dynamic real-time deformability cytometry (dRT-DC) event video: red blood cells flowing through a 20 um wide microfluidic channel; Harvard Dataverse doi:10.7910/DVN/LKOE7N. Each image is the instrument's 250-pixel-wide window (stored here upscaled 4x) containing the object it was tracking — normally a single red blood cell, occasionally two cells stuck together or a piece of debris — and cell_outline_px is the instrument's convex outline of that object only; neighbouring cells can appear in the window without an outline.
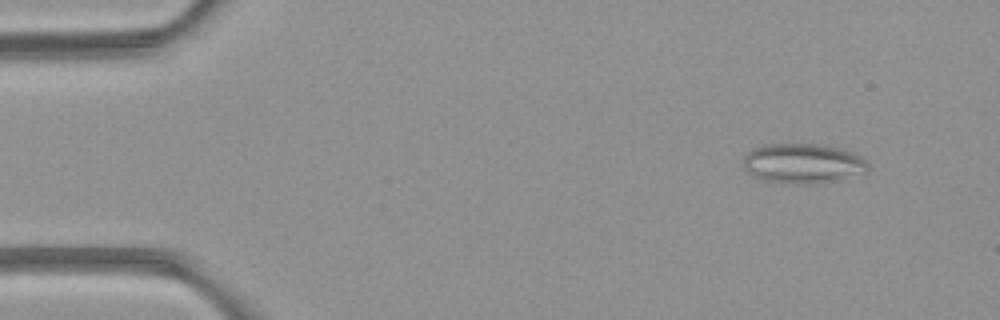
{"species": "common noctule bat (a hibernating species)", "species_latin": "Nyctalus noctula", "temperature_condition": "room temperature", "stored_images_in_passage": 5, "camera_frame_rate_fps": 3000, "um_per_image_px": 0.085, "animal": {"sex": "female", "body_mass_g": 21.9}, "frame": {"image": 1, "passage_image": 2, "time_ms": 1.0, "image_size_px": [1000, 320], "cell_outline_px": [[868, 172], [840, 180], [808, 184], [804, 184], [764, 180], [752, 176], [744, 168], [744, 156], [752, 148], [764, 144], [820, 144], [840, 148], [852, 152], [860, 156], [868, 164]], "centroid_in_image_um": [68.26, 13.88], "position_along_channel_um": 16.7, "area_um2": 29.02}}
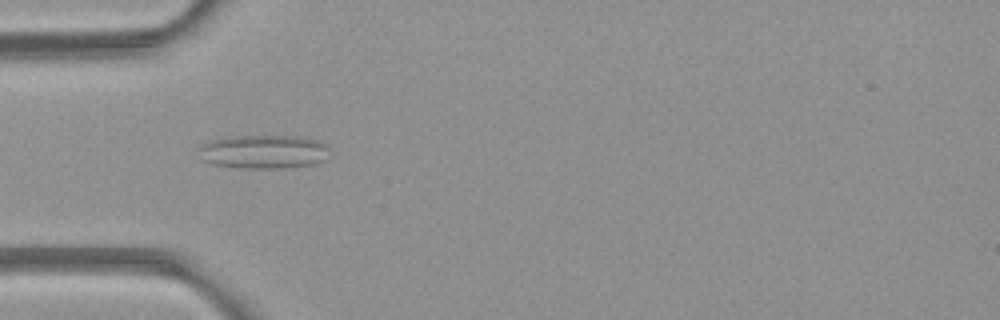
{"frame": {"image": 2, "passage_image": 5, "time_ms": 4.667, "image_size_px": [1000, 320], "cell_outline_px": [[328, 148], [324, 160], [312, 164], [284, 168], [236, 168], [212, 164], [200, 160], [196, 148], [200, 144], [208, 140], [232, 136], [300, 136], [316, 140], [328, 144]], "centroid_in_image_um": [22.3, 12.89], "position_along_channel_um": 62.7, "area_um2": 26.18}}